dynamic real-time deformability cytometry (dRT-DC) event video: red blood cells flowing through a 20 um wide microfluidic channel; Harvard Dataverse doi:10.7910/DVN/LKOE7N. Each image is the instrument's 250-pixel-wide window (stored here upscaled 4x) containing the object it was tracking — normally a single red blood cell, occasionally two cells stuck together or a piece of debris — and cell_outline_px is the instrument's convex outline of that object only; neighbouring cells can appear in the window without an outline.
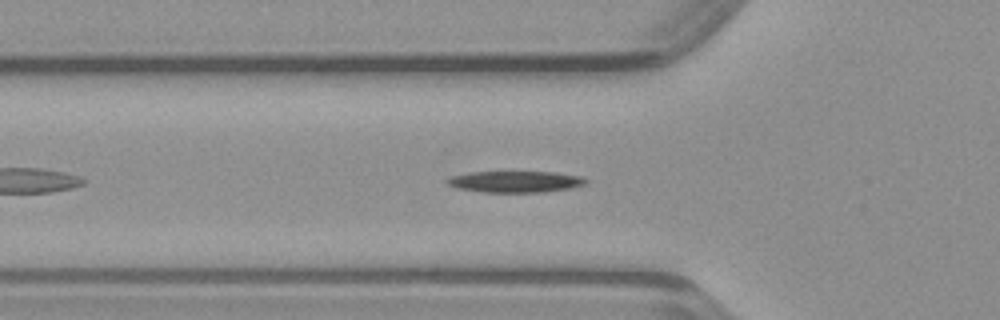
{"species": "common noctule bat (a hibernating species)", "species_latin": "Nyctalus noctula", "temperature_condition": "warm", "stored_images_in_passage": 26, "camera_frame_rate_fps": 3000, "um_per_image_px": 0.085, "animal": {"sex": "male", "body_mass_g": 23.1, "forearm_length_mm": 52.7}, "frame": {"image": 1, "passage_image": 8, "time_ms": 2.333, "image_size_px": [1000, 320], "cell_outline_px": [[588, 180], [584, 184], [572, 188], [544, 192], [484, 192], [456, 188], [448, 184], [444, 180], [452, 176], [472, 172], [552, 172], [580, 176]], "centroid_in_image_um": [43.79, 15.45], "position_along_channel_um": 82.0, "area_um2": 17.17}}
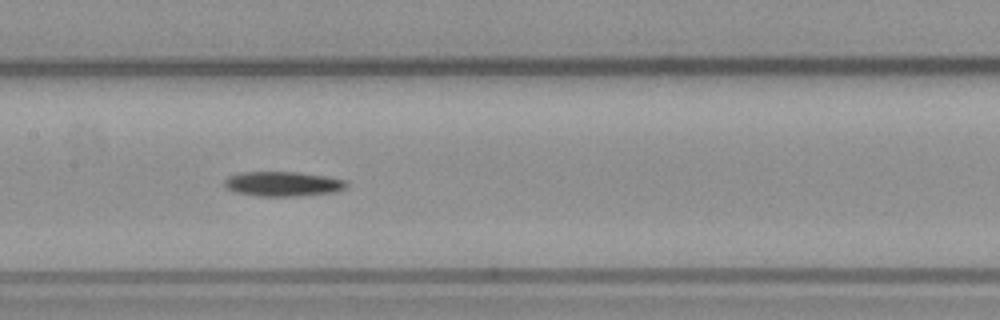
{"frame": {"image": 2, "passage_image": 15, "time_ms": 4.667, "image_size_px": [1000, 320], "cell_outline_px": [[348, 184], [344, 188], [336, 192], [300, 196], [256, 196], [236, 192], [228, 188], [224, 184], [224, 180], [228, 176], [240, 172], [296, 172], [324, 176], [348, 180]], "centroid_in_image_um": [24.06, 15.63], "position_along_channel_um": 183.3, "area_um2": 17.63}}
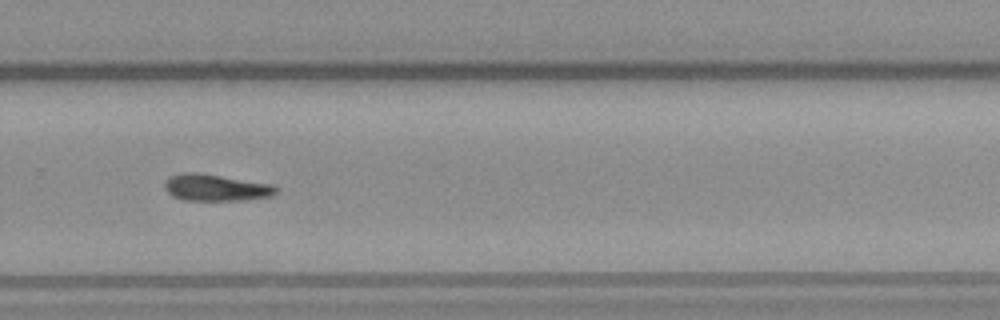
{"frame": {"image": 3, "passage_image": 24, "time_ms": 7.667, "image_size_px": [1000, 320], "cell_outline_px": [[280, 188], [276, 192], [268, 196], [240, 200], [184, 200], [172, 196], [164, 188], [164, 184], [172, 176], [184, 172], [200, 172], [272, 184]], "centroid_in_image_um": [18.34, 15.94], "position_along_channel_um": 311.5, "area_um2": 17.22}}